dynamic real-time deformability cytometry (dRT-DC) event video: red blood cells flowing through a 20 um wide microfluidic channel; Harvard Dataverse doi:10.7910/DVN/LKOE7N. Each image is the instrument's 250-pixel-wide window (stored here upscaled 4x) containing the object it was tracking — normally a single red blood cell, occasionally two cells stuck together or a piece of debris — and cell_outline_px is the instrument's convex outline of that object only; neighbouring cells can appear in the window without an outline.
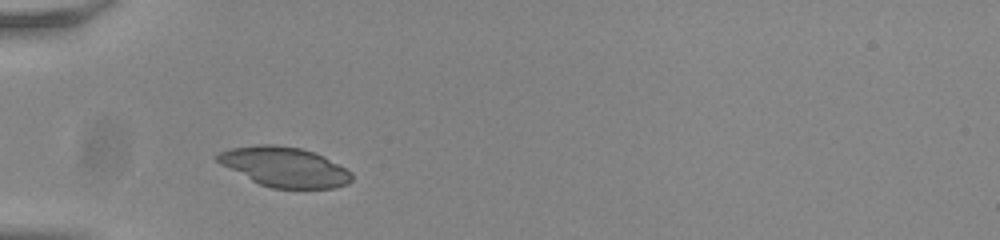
{"species": "common noctule bat (a hibernating species)", "species_latin": "Nyctalus noctula", "temperature_condition": "room temperature", "stored_images_in_passage": 36, "camera_frame_rate_fps": 3000, "um_per_image_px": 0.085, "animal": {"sex": "male", "body_mass_g": 20.0, "forearm_length_mm": 53.3}, "frame": {"image": 1, "passage_image": 4, "time_ms": 1.0, "image_size_px": [1000, 240], "cell_outline_px": [[352, 180], [348, 184], [332, 188], [272, 188], [260, 184], [220, 164], [216, 160], [216, 156], [220, 152], [232, 148], [260, 144], [276, 144], [300, 148], [316, 152], [324, 156], [352, 172]], "centroid_in_image_um": [24.21, 14.18], "position_along_channel_um": 60.8, "area_um2": 30.98}}